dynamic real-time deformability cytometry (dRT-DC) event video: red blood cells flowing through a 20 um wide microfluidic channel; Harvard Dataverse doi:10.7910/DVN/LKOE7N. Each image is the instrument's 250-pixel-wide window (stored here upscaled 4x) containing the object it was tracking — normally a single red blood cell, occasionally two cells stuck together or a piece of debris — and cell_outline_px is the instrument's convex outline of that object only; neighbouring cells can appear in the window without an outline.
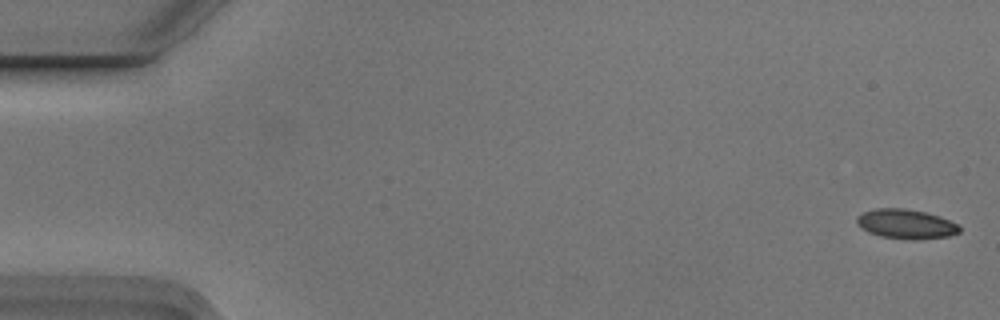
{"species": "Egyptian fruit bat (a non-hibernating species)", "species_latin": "Rousettus aegyptiacus", "temperature_condition": "cold", "stored_images_in_passage": 7, "camera_frame_rate_fps": 3000, "um_per_image_px": 0.085, "animal": {"sex": "male"}, "frame": {"image": 1, "passage_image": 1, "time_ms": 0.0, "image_size_px": [1000, 320], "cell_outline_px": [[960, 232], [948, 236], [916, 240], [908, 240], [880, 236], [868, 232], [856, 220], [856, 216], [864, 212], [876, 208], [904, 208], [924, 212], [940, 216], [956, 224], [960, 228]], "centroid_in_image_um": [77.01, 19.04], "position_along_channel_um": 8.0, "area_um2": 17.51}}
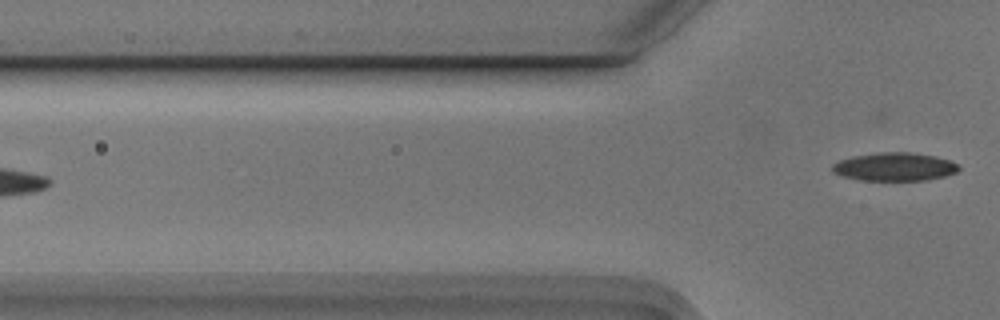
{"frame": {"image": 2, "passage_image": 7, "time_ms": 2.0, "image_size_px": [1000, 320], "cell_outline_px": [[960, 168], [956, 172], [944, 176], [928, 180], [856, 180], [832, 172], [832, 164], [840, 160], [852, 156], [876, 152], [908, 152], [936, 156], [960, 164]], "centroid_in_image_um": [76.03, 14.17], "position_along_channel_um": 49.8, "area_um2": 20.92}}